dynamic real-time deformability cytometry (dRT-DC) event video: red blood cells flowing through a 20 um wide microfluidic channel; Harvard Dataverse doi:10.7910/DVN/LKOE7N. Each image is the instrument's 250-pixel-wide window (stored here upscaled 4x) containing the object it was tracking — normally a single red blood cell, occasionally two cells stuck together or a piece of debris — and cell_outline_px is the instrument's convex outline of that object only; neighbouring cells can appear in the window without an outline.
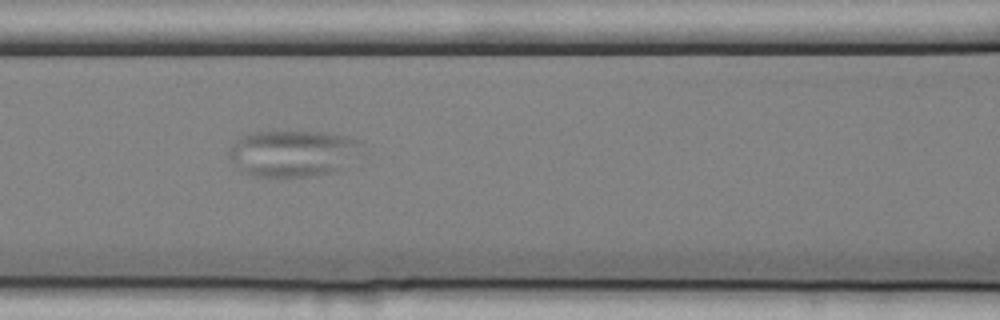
{"species": "common noctule bat (a hibernating species)", "species_latin": "Nyctalus noctula", "temperature_condition": "cold", "stored_images_in_passage": 44, "camera_frame_rate_fps": 3000, "um_per_image_px": 0.085, "animal": {"sex": "female", "body_mass_g": 25.1}, "frame": {"image": 1, "passage_image": 13, "time_ms": 4.0, "image_size_px": [1000, 320], "cell_outline_px": [[360, 140], [336, 168], [332, 172], [312, 176], [256, 176], [240, 172], [236, 168], [228, 156], [228, 152], [232, 144], [240, 136], [252, 132], [324, 132], [348, 136]], "centroid_in_image_um": [24.64, 13.02], "position_along_channel_um": 142.0, "area_um2": 34.51}}
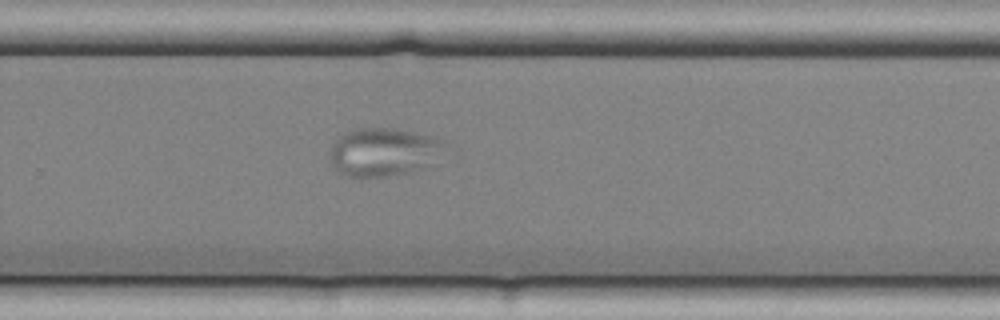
{"frame": {"image": 2, "passage_image": 26, "time_ms": 8.333, "image_size_px": [1000, 320], "cell_outline_px": [[452, 148], [424, 168], [408, 172], [388, 176], [348, 176], [340, 172], [332, 164], [332, 144], [344, 132], [356, 128], [392, 128], [416, 132], [436, 136], [448, 140], [452, 144]], "centroid_in_image_um": [32.77, 12.88], "position_along_channel_um": 297.0, "area_um2": 32.89}}
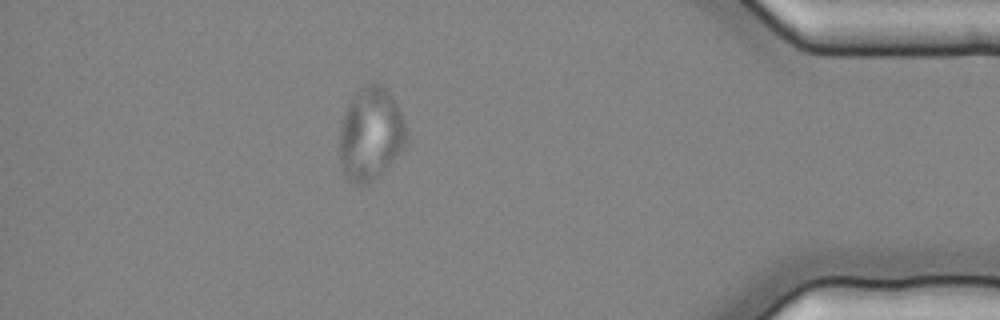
{"frame": {"image": 3, "passage_image": 38, "time_ms": 12.333, "image_size_px": [1000, 320], "cell_outline_px": [[408, 140], [404, 148], [380, 176], [368, 184], [352, 184], [348, 180], [340, 164], [340, 128], [344, 112], [348, 100], [360, 88], [372, 80], [380, 84], [392, 96], [404, 120], [408, 132]], "centroid_in_image_um": [31.51, 11.39], "position_along_channel_um": 403.7, "area_um2": 36.82}}